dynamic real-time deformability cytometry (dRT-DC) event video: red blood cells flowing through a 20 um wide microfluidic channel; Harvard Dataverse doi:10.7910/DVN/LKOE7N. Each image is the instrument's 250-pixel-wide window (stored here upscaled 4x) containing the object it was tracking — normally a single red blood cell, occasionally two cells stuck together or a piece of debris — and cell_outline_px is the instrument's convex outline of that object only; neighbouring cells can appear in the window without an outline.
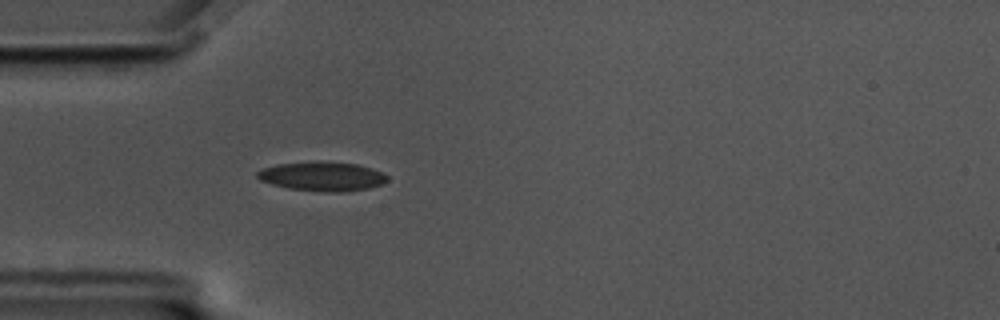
{"species": "common noctule bat (a hibernating species)", "species_latin": "Nyctalus noctula", "temperature_condition": "cold", "stored_images_in_passage": 57, "camera_frame_rate_fps": 3000, "um_per_image_px": 0.085, "animal": {"sex": "male", "body_mass_g": 17.5, "forearm_length_mm": 52.3}, "frame": {"image": 1, "passage_image": 17, "time_ms": 5.333, "image_size_px": [1000, 320], "cell_outline_px": [[388, 180], [384, 184], [368, 188], [340, 192], [324, 192], [288, 188], [272, 184], [260, 180], [256, 176], [256, 172], [264, 168], [276, 164], [356, 164], [372, 168], [388, 176]], "centroid_in_image_um": [27.41, 15.04], "position_along_channel_um": 57.6, "area_um2": 21.15}}
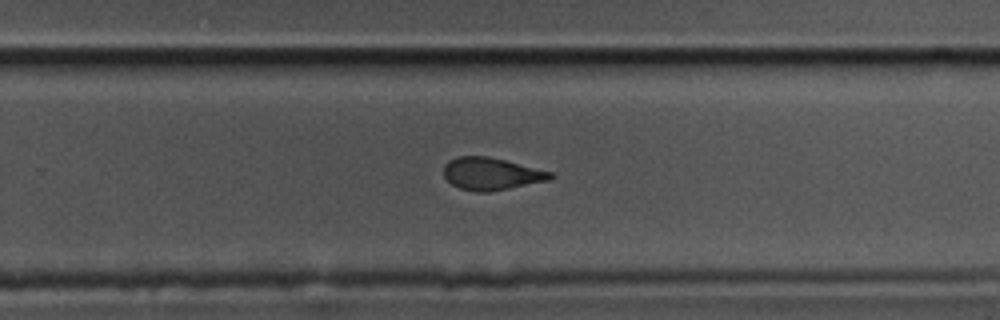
{"frame": {"image": 2, "passage_image": 37, "time_ms": 12.0, "image_size_px": [1000, 320], "cell_outline_px": [[556, 176], [548, 180], [488, 192], [476, 192], [460, 188], [452, 184], [444, 176], [444, 164], [448, 160], [456, 156], [488, 156], [552, 172]], "centroid_in_image_um": [41.73, 14.76], "position_along_channel_um": 288.1, "area_um2": 19.94}}
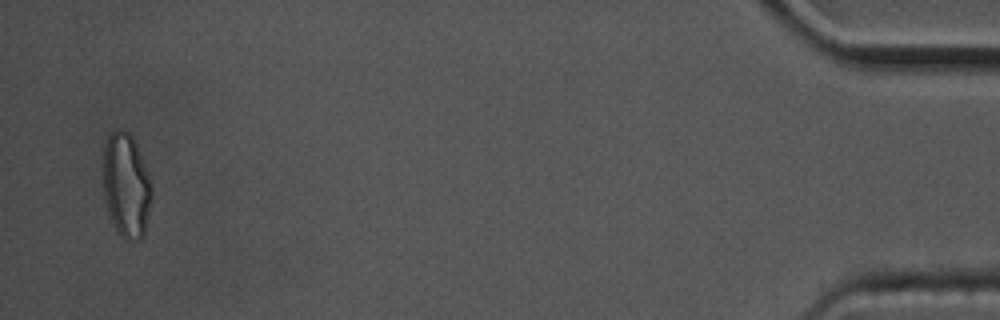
{"frame": {"image": 3, "passage_image": 56, "time_ms": 18.333, "image_size_px": [1000, 320], "cell_outline_px": [[152, 200], [144, 236], [140, 240], [124, 240], [120, 236], [108, 212], [104, 196], [104, 140], [112, 132], [128, 132], [132, 136], [136, 144], [152, 184]], "centroid_in_image_um": [10.75, 15.82], "position_along_channel_um": 424.4, "area_um2": 29.42}, "authors_computed_cell_mechanics": {"area_um2": 21.1548, "velocity_mm_per_s": 3.5125, "shape_relaxation_time_tau1_ms": null, "shape_relaxation_time_tau2_ms": 2.7951, "deformation_change_tau1": null, "deformation_change_tau2": 0.0859}}